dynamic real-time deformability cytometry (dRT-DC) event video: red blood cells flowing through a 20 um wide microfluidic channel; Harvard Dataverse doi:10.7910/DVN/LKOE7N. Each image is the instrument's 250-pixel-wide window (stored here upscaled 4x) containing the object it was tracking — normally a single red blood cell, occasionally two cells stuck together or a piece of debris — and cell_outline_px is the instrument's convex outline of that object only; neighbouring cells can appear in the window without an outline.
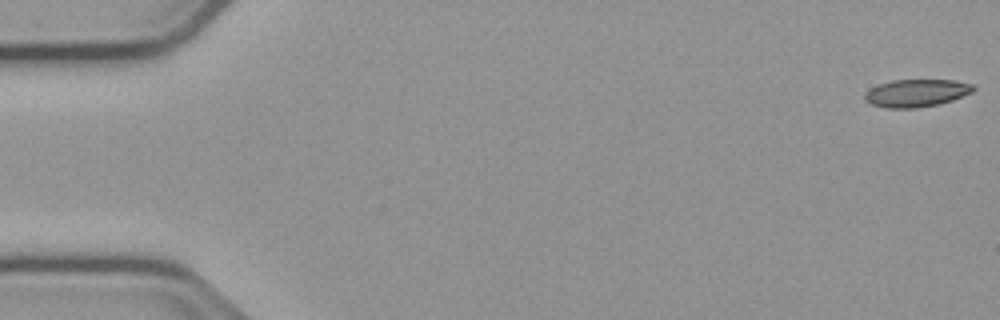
{"species": "common noctule bat (a hibernating species)", "species_latin": "Nyctalus noctula", "temperature_condition": "cold", "stored_images_in_passage": 48, "camera_frame_rate_fps": 3000, "um_per_image_px": 0.085, "animal": {"sex": "male", "body_mass_g": 23.1, "forearm_length_mm": 52.7}, "frame": {"image": 1, "passage_image": 1, "time_ms": 0.0, "image_size_px": [1000, 320], "cell_outline_px": [[976, 88], [972, 92], [952, 100], [940, 104], [916, 108], [888, 108], [872, 104], [864, 100], [864, 92], [880, 84], [892, 80], [952, 80], [972, 84]], "centroid_in_image_um": [77.89, 7.91], "position_along_channel_um": 7.1, "area_um2": 17.4}}
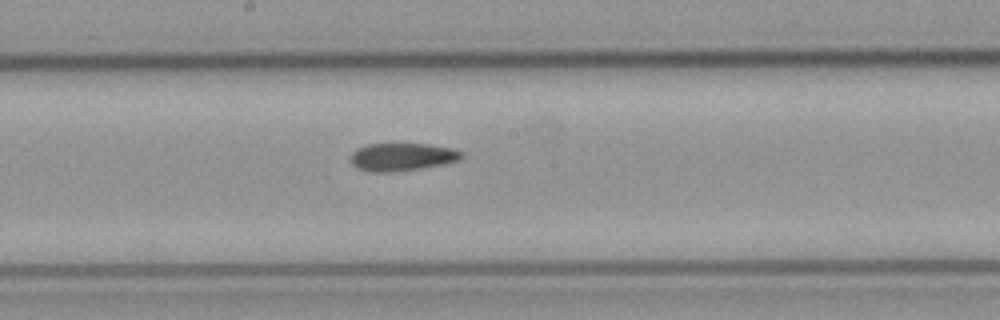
{"frame": {"image": 2, "passage_image": 29, "time_ms": 9.333, "image_size_px": [1000, 320], "cell_outline_px": [[464, 156], [460, 160], [444, 164], [420, 168], [392, 172], [368, 172], [356, 168], [352, 164], [352, 152], [368, 144], [428, 144], [452, 148], [464, 152]], "centroid_in_image_um": [34.21, 13.34], "position_along_channel_um": 214.0, "area_um2": 17.98}}
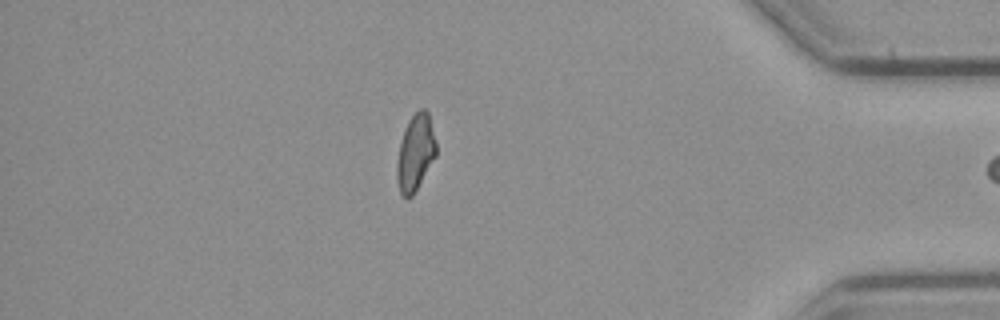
{"frame": {"image": 3, "passage_image": 47, "time_ms": 15.333, "image_size_px": [1000, 320], "cell_outline_px": [[436, 156], [412, 196], [408, 200], [400, 192], [396, 180], [396, 160], [404, 128], [408, 120], [420, 108], [424, 108], [428, 112], [436, 144]], "centroid_in_image_um": [35.28, 12.99], "position_along_channel_um": 399.9, "area_um2": 17.46}}